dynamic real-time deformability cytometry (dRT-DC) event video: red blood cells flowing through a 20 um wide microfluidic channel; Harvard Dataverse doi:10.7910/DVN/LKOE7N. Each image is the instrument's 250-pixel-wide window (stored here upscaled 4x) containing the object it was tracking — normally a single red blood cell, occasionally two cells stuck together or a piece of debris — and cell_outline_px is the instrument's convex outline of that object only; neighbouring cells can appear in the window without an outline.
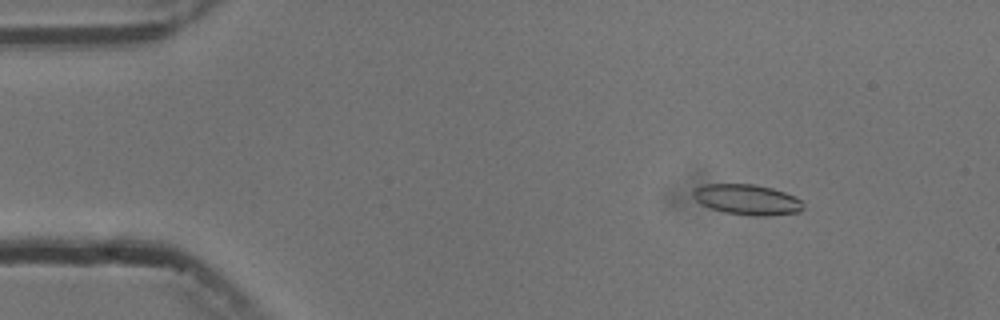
{"species": "common noctule bat (a hibernating species)", "species_latin": "Nyctalus noctula", "temperature_condition": "cold", "stored_images_in_passage": 5, "camera_frame_rate_fps": 3000, "um_per_image_px": 0.085, "animal": {"sex": "male", "body_mass_g": 13.3}, "frame": {"image": 1, "passage_image": 3, "time_ms": 2.333, "image_size_px": [1000, 320], "cell_outline_px": [[804, 208], [800, 212], [768, 216], [748, 216], [724, 212], [712, 208], [696, 200], [692, 196], [692, 192], [696, 188], [704, 184], [756, 184], [772, 188], [784, 192], [800, 200], [804, 204]], "centroid_in_image_um": [63.53, 16.97], "position_along_channel_um": 21.5, "area_um2": 19.54}}